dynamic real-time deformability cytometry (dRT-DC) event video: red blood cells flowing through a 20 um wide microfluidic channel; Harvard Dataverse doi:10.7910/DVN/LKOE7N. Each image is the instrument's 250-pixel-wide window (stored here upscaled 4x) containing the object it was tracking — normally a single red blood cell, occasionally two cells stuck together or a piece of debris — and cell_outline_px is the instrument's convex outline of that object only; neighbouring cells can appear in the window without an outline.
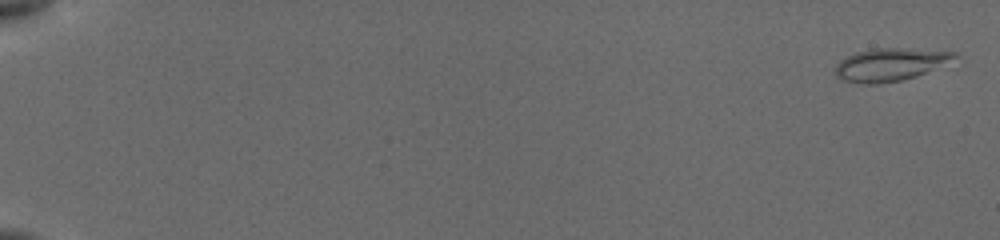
{"species": "common noctule bat (a hibernating species)", "species_latin": "Nyctalus noctula", "temperature_condition": "cold", "stored_images_in_passage": 31, "camera_frame_rate_fps": 3000, "um_per_image_px": 0.085, "animal": {"sex": "female", "body_mass_g": 19.5, "forearm_length_mm": 54.1}, "frame": {"image": 1, "passage_image": 3, "time_ms": 0.333, "image_size_px": [1000, 240], "cell_outline_px": [[956, 56], [916, 76], [904, 80], [876, 84], [864, 84], [840, 80], [832, 72], [832, 68], [840, 60], [856, 52], [876, 48], [900, 48], [956, 52]], "centroid_in_image_um": [75.49, 5.5], "position_along_channel_um": 9.5, "area_um2": 22.37}}
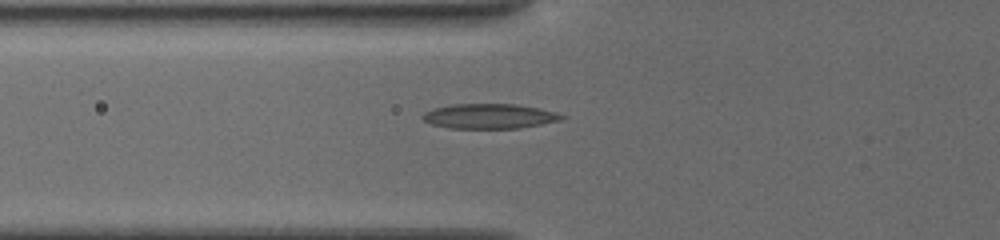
{"frame": {"image": 2, "passage_image": 28, "time_ms": 7.333, "image_size_px": [1000, 240], "cell_outline_px": [[568, 116], [560, 120], [520, 128], [448, 128], [432, 124], [424, 120], [420, 116], [424, 112], [436, 108], [452, 104], [516, 104], [540, 108], [556, 112]], "centroid_in_image_um": [41.62, 9.87], "position_along_channel_um": 84.2, "area_um2": 20.11}}
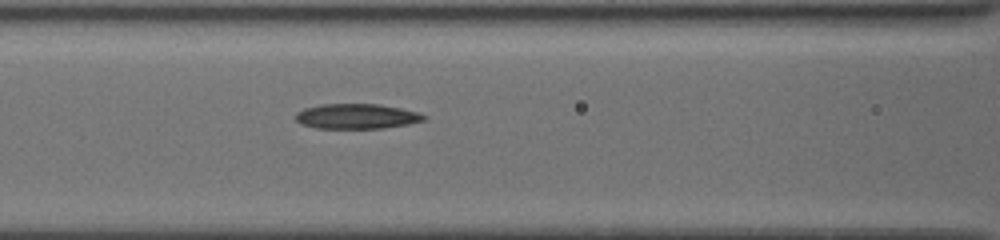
{"frame": {"image": 3, "passage_image": 31, "time_ms": 8.667, "image_size_px": [1000, 240], "cell_outline_px": [[428, 116], [424, 120], [408, 124], [384, 128], [316, 128], [300, 124], [296, 120], [296, 112], [304, 108], [320, 104], [380, 104], [400, 108], [416, 112]], "centroid_in_image_um": [30.29, 9.88], "position_along_channel_um": 136.3, "area_um2": 18.73}}